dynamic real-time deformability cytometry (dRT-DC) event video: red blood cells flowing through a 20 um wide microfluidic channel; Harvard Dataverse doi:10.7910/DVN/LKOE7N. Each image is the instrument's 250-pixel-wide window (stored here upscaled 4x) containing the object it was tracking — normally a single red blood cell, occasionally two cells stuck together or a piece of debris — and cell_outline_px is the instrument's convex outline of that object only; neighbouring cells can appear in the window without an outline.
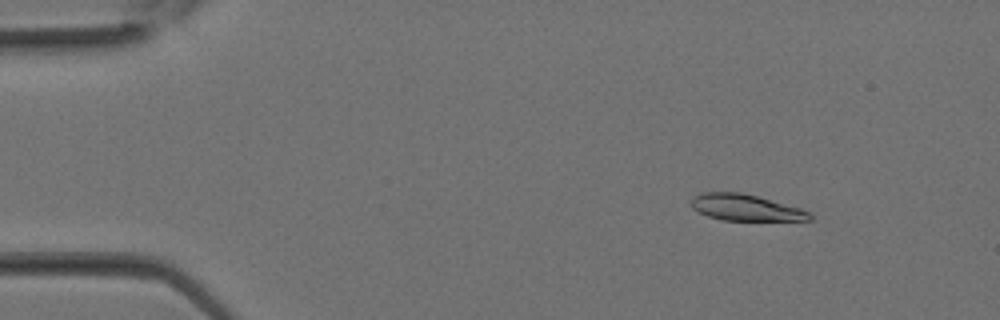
{"species": "Egyptian fruit bat (a non-hibernating species)", "species_latin": "Rousettus aegyptiacus", "temperature_condition": "room temperature", "stored_images_in_passage": 19, "camera_frame_rate_fps": 3000, "um_per_image_px": 0.085, "animal": {"sex": "female"}, "frame": {"image": 1, "passage_image": 4, "time_ms": 1.0, "image_size_px": [1000, 320], "cell_outline_px": [[812, 220], [720, 220], [708, 216], [692, 208], [692, 196], [700, 192], [740, 192], [756, 196], [800, 208], [808, 212], [812, 216]], "centroid_in_image_um": [63.33, 17.64], "position_along_channel_um": 21.7, "area_um2": 17.98}}
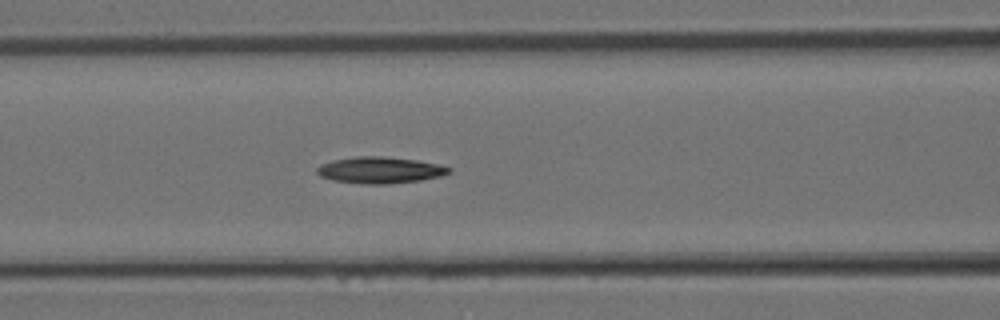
{"frame": {"image": 2, "passage_image": 13, "time_ms": 4.0, "image_size_px": [1000, 320], "cell_outline_px": [[452, 172], [440, 176], [420, 180], [388, 184], [364, 184], [332, 180], [320, 176], [316, 172], [316, 168], [320, 164], [332, 160], [356, 156], [384, 156], [416, 160], [440, 164], [452, 168]], "centroid_in_image_um": [32.29, 14.45], "position_along_channel_um": 134.3, "area_um2": 20.52}}
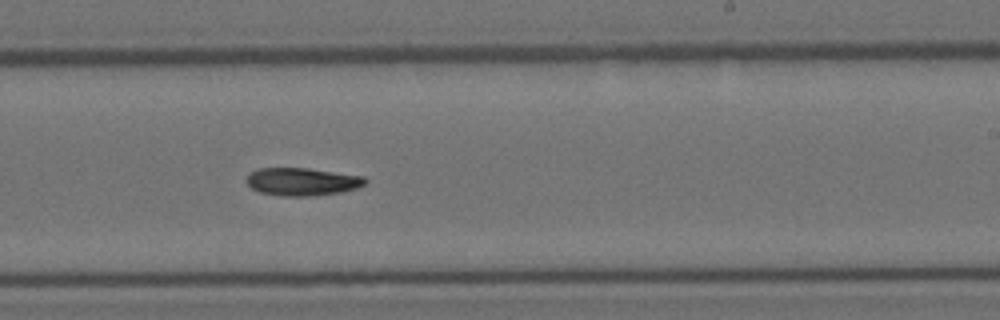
{"frame": {"image": 3, "passage_image": 19, "time_ms": 6.0, "image_size_px": [1000, 320], "cell_outline_px": [[368, 180], [364, 184], [356, 188], [340, 192], [308, 196], [284, 196], [260, 192], [252, 188], [244, 180], [248, 172], [256, 168], [308, 168], [364, 176]], "centroid_in_image_um": [25.63, 15.42], "position_along_channel_um": 263.4, "area_um2": 19.31}}